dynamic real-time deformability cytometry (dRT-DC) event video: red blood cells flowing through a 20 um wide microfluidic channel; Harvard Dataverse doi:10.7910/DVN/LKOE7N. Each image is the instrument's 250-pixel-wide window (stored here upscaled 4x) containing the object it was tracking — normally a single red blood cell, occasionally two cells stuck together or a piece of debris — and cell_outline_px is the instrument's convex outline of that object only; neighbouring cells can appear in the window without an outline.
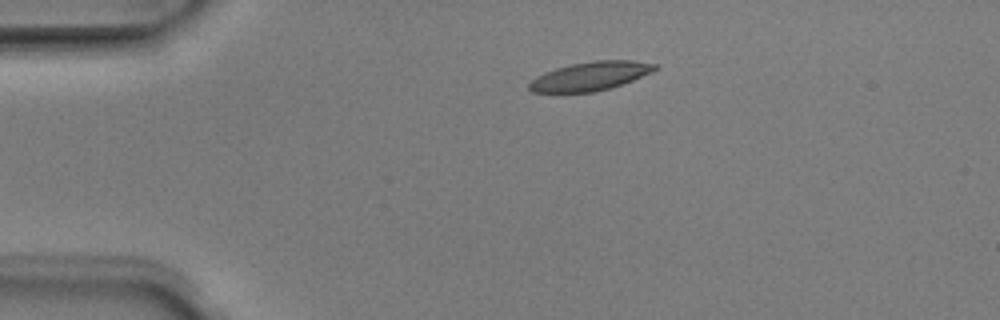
{"species": "Egyptian fruit bat (a non-hibernating species)", "species_latin": "Rousettus aegyptiacus", "temperature_condition": "room temperature", "stored_images_in_passage": 5, "camera_frame_rate_fps": 3000, "um_per_image_px": 0.085, "animal": {"sex": "male"}, "frame": {"image": 1, "passage_image": 3, "time_ms": 0.667, "image_size_px": [1000, 320], "cell_outline_px": [[660, 68], [652, 72], [632, 80], [608, 88], [592, 92], [532, 92], [528, 88], [528, 84], [536, 76], [544, 72], [556, 68], [572, 64], [596, 60], [632, 60], [656, 64]], "centroid_in_image_um": [50.17, 6.46], "position_along_channel_um": 34.8, "area_um2": 20.87}}